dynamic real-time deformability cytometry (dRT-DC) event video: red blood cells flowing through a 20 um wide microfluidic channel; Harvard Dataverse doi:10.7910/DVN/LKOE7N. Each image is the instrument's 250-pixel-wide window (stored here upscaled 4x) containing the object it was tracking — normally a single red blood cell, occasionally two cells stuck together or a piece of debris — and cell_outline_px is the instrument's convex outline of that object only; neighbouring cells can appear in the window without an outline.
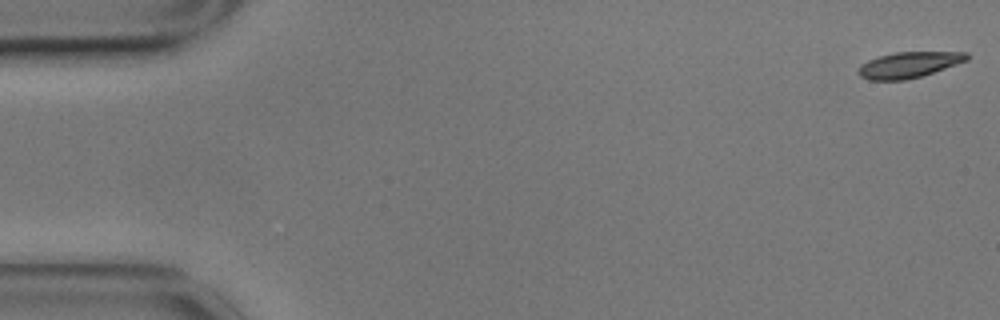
{"species": "common noctule bat (a hibernating species)", "species_latin": "Nyctalus noctula", "temperature_condition": "cold", "stored_images_in_passage": 6, "camera_frame_rate_fps": 3000, "um_per_image_px": 0.085, "animal": {"sex": "male", "body_mass_g": 17.9}, "frame": {"image": 1, "passage_image": 1, "time_ms": 0.0, "image_size_px": [1000, 320], "cell_outline_px": [[968, 60], [920, 76], [904, 80], [868, 80], [860, 76], [860, 64], [868, 60], [880, 56], [896, 52], [968, 52]], "centroid_in_image_um": [77.24, 5.5], "position_along_channel_um": 7.8, "area_um2": 16.01}}